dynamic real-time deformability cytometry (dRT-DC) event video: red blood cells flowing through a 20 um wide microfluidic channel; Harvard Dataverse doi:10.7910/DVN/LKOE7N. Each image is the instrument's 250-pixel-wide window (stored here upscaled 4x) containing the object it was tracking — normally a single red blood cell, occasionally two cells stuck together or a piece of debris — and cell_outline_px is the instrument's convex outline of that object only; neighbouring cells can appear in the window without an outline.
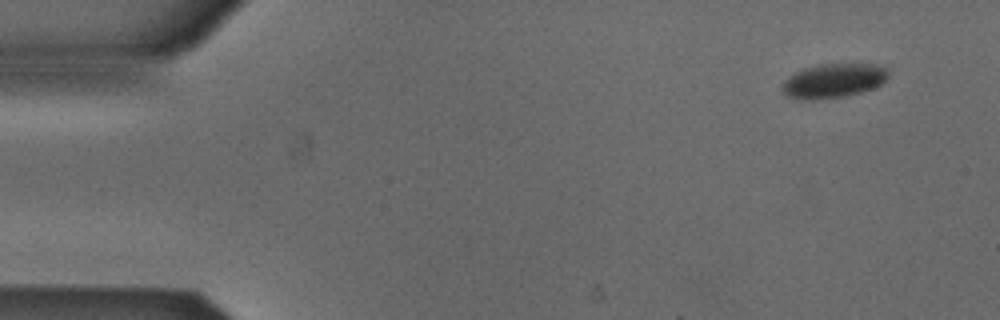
{"species": "Egyptian fruit bat (a non-hibernating species)", "species_latin": "Rousettus aegyptiacus", "temperature_condition": "cold", "stored_images_in_passage": 4, "camera_frame_rate_fps": 3000, "um_per_image_px": 0.085, "animal": {"sex": "male"}, "frame": {"image": 1, "passage_image": 1, "time_ms": 0.0, "image_size_px": [1000, 320], "cell_outline_px": [[888, 76], [880, 84], [872, 88], [860, 92], [844, 96], [812, 100], [796, 100], [788, 96], [784, 92], [784, 80], [796, 72], [804, 68], [816, 64], [880, 64], [888, 68]], "centroid_in_image_um": [70.86, 6.85], "position_along_channel_um": 14.1, "area_um2": 21.1}}
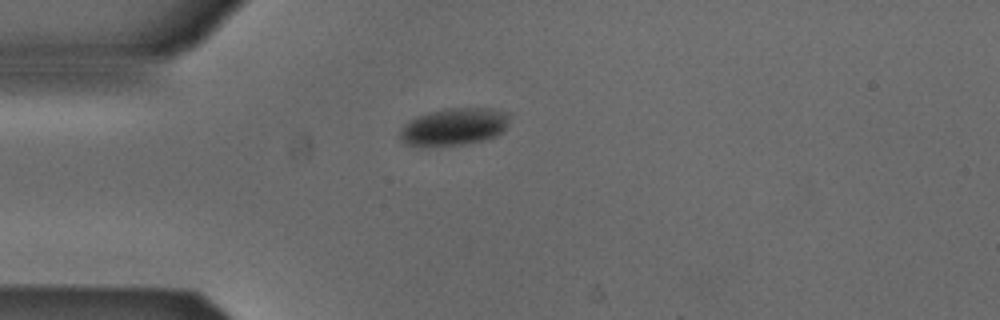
{"frame": {"image": 2, "passage_image": 4, "time_ms": 1.0, "image_size_px": [1000, 320], "cell_outline_px": [[508, 124], [504, 132], [496, 136], [484, 140], [464, 144], [404, 144], [400, 140], [400, 128], [408, 120], [416, 116], [428, 112], [444, 108], [492, 108], [508, 112]], "centroid_in_image_um": [38.62, 10.73], "position_along_channel_um": 46.4, "area_um2": 23.7}}